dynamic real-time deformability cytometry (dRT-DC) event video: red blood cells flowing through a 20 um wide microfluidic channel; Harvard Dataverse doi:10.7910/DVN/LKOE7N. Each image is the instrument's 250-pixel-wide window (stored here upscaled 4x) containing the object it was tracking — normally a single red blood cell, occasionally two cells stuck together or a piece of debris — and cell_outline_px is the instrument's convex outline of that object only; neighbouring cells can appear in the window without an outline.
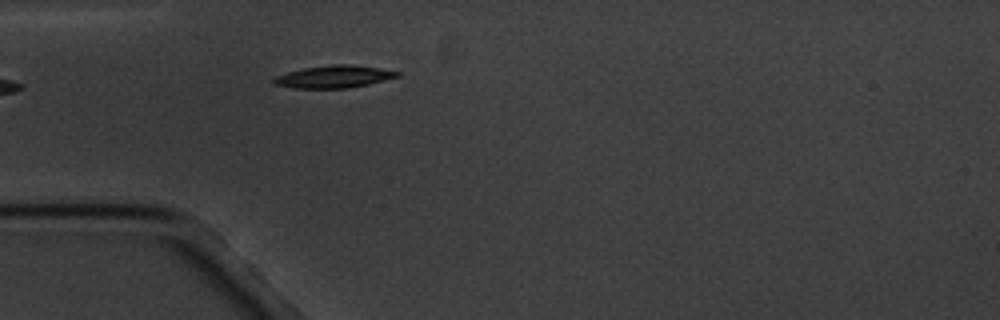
{"species": "common noctule bat (a hibernating species)", "species_latin": "Nyctalus noctula", "temperature_condition": "cold", "stored_images_in_passage": 5, "camera_frame_rate_fps": 3000, "um_per_image_px": 0.085, "animal": {"sex": "male", "body_mass_g": 20.1, "forearm_length_mm": 53.5}, "frame": {"image": 1, "passage_image": 5, "time_ms": 4.667, "image_size_px": [1000, 320], "cell_outline_px": [[400, 76], [368, 84], [348, 88], [292, 88], [272, 84], [272, 80], [276, 76], [288, 72], [304, 68], [332, 64], [352, 64], [380, 68], [400, 72]], "centroid_in_image_um": [28.37, 6.51], "position_along_channel_um": 56.6, "area_um2": 16.13}}